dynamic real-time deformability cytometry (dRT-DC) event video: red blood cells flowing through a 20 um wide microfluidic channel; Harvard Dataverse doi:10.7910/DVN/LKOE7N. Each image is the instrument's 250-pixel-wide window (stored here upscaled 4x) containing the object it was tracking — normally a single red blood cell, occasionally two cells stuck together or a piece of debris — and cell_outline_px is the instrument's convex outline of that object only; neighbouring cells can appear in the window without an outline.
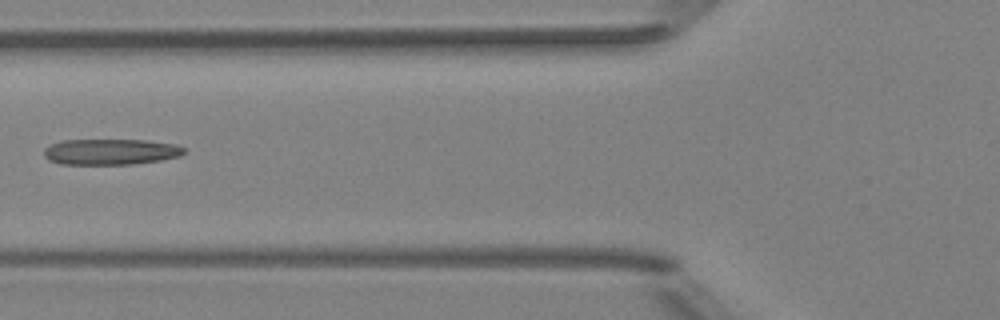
{"species": "Egyptian fruit bat (a non-hibernating species)", "species_latin": "Rousettus aegyptiacus", "temperature_condition": "room temperature", "stored_images_in_passage": 6, "camera_frame_rate_fps": 3000, "um_per_image_px": 0.085, "animal": {"sex": "female"}, "frame": {"image": 1, "passage_image": 5, "time_ms": 4.667, "image_size_px": [1000, 320], "cell_outline_px": [[184, 152], [180, 156], [160, 160], [132, 164], [60, 164], [48, 160], [44, 156], [44, 148], [60, 140], [144, 140], [176, 144], [184, 148]], "centroid_in_image_um": [9.37, 12.9], "position_along_channel_um": 116.4, "area_um2": 21.1}}
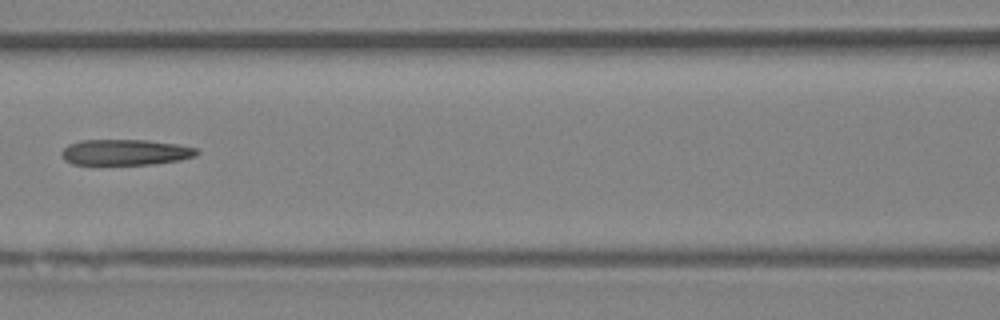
{"frame": {"image": 2, "passage_image": 6, "time_ms": 5.667, "image_size_px": [1000, 320], "cell_outline_px": [[200, 152], [196, 156], [180, 160], [156, 164], [72, 164], [64, 160], [60, 156], [60, 152], [68, 144], [80, 140], [148, 140], [176, 144], [196, 148]], "centroid_in_image_um": [10.64, 12.94], "position_along_channel_um": 156.0, "area_um2": 20.46}}